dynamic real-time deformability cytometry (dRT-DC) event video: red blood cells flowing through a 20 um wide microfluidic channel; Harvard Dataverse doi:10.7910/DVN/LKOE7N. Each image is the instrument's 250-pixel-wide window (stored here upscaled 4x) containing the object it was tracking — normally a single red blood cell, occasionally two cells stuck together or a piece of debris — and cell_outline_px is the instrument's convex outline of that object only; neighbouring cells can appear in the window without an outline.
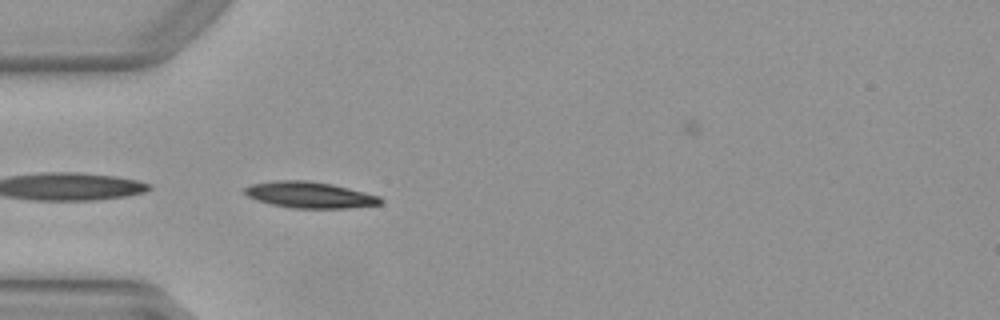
{"species": "Egyptian fruit bat (a non-hibernating species)", "species_latin": "Rousettus aegyptiacus", "temperature_condition": "warm", "stored_images_in_passage": 12, "camera_frame_rate_fps": 3000, "um_per_image_px": 0.085, "animal": {"sex": "female"}, "frame": {"image": 1, "passage_image": 1, "time_ms": 0.0, "image_size_px": [1000, 320], "cell_outline_px": [[384, 200], [380, 204], [348, 208], [292, 208], [272, 204], [256, 200], [248, 196], [244, 192], [244, 188], [252, 184], [272, 180], [308, 180], [332, 184], [380, 196]], "centroid_in_image_um": [26.32, 16.56], "position_along_channel_um": 58.7, "area_um2": 20.75}}
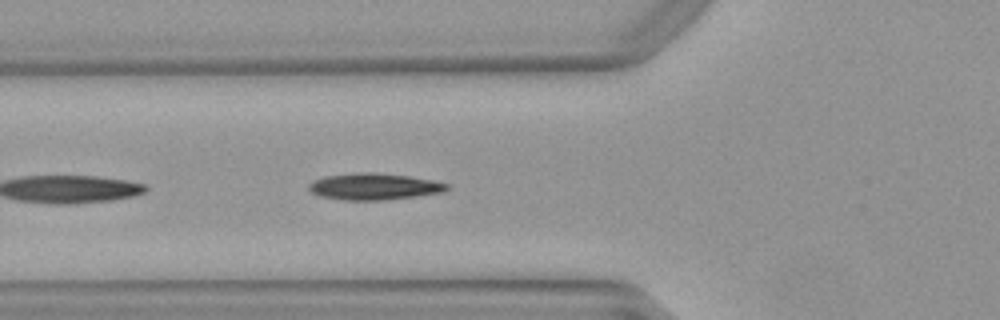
{"frame": {"image": 2, "passage_image": 4, "time_ms": 1.0, "image_size_px": [1000, 320], "cell_outline_px": [[448, 188], [444, 192], [384, 200], [344, 200], [320, 196], [312, 192], [308, 188], [308, 184], [312, 180], [324, 176], [356, 172], [372, 172], [408, 176], [432, 180], [448, 184]], "centroid_in_image_um": [31.75, 15.85], "position_along_channel_um": 94.1, "area_um2": 21.33}}